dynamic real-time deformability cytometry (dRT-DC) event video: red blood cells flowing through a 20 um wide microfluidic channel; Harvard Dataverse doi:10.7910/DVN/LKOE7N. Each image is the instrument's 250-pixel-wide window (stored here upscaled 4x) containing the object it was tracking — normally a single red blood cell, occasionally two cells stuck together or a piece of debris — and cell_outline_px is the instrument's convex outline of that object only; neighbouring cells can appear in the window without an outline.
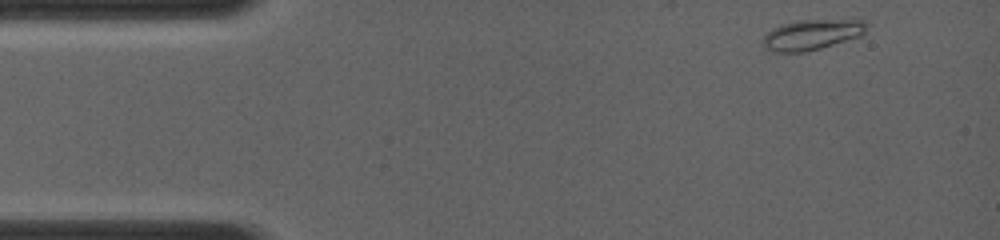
{"species": "common noctule bat (a hibernating species)", "species_latin": "Nyctalus noctula", "temperature_condition": "room temperature", "stored_images_in_passage": 30, "camera_frame_rate_fps": 4000, "um_per_image_px": 0.085, "animal": {"sex": "female", "body_mass_g": 19.0, "forearm_length_mm": 56.7}, "frame": {"image": 1, "passage_image": 1, "time_ms": 0.0, "image_size_px": [1000, 240], "cell_outline_px": [[868, 24], [864, 32], [860, 36], [820, 48], [804, 52], [772, 52], [764, 48], [760, 44], [760, 40], [772, 28], [780, 24], [796, 20], [852, 16], [860, 16]], "centroid_in_image_um": [69.06, 2.87], "position_along_channel_um": 15.9, "area_um2": 19.59}}
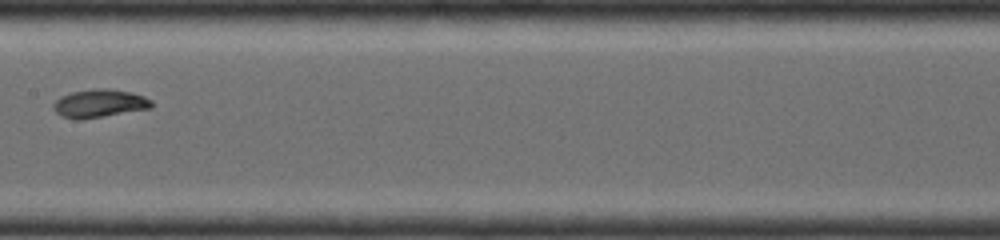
{"frame": {"image": 2, "passage_image": 15, "time_ms": 6.0, "image_size_px": [1000, 240], "cell_outline_px": [[152, 108], [80, 120], [76, 120], [60, 116], [52, 108], [52, 104], [60, 96], [72, 92], [96, 88], [108, 88], [132, 92], [144, 96], [152, 100]], "centroid_in_image_um": [8.43, 8.79], "position_along_channel_um": 199.0, "area_um2": 16.3}}
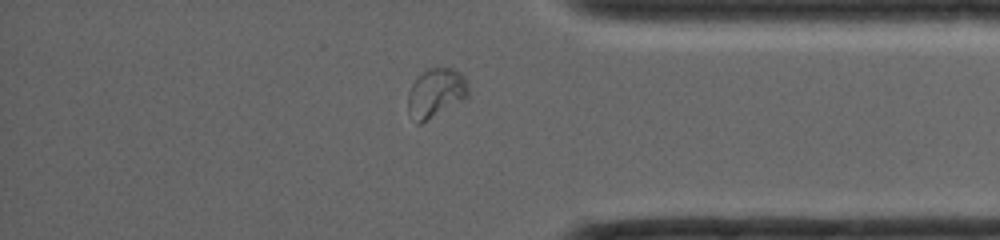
{"frame": {"image": 3, "passage_image": 26, "time_ms": 10.5, "image_size_px": [1000, 240], "cell_outline_px": [[468, 96], [420, 124], [416, 124], [408, 112], [408, 92], [412, 84], [428, 68], [452, 68], [460, 72], [464, 76], [468, 84]], "centroid_in_image_um": [37.03, 7.9], "position_along_channel_um": 398.2, "area_um2": 16.94}}